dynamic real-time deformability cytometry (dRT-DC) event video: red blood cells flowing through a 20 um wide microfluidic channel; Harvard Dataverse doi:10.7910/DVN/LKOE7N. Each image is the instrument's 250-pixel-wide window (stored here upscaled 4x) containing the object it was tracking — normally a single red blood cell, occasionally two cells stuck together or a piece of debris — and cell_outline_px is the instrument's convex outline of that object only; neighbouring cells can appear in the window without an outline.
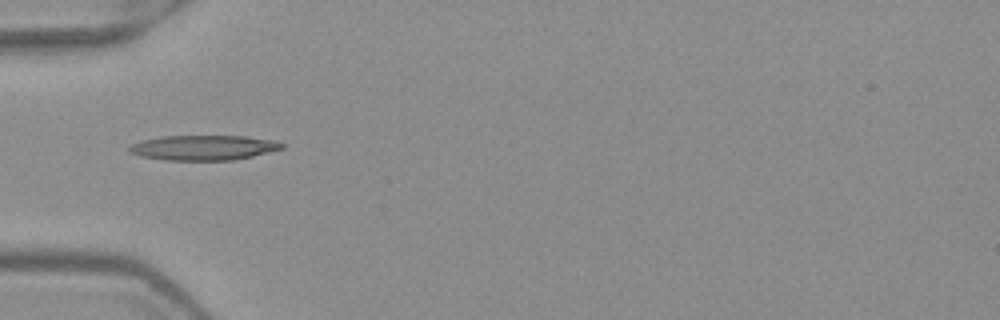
{"species": "Egyptian fruit bat (a non-hibernating species)", "species_latin": "Rousettus aegyptiacus", "temperature_condition": "warm", "stored_images_in_passage": 1, "camera_frame_rate_fps": 3000, "um_per_image_px": 0.085, "frame": {"image": 1, "passage_image": 1, "time_ms": 0.0, "image_size_px": [1000, 320], "cell_outline_px": [[284, 148], [252, 156], [232, 160], [164, 160], [140, 156], [128, 152], [128, 148], [132, 144], [144, 140], [160, 136], [244, 136], [272, 140], [284, 144]], "centroid_in_image_um": [17.27, 12.55], "position_along_channel_um": 67.7, "area_um2": 22.08}}